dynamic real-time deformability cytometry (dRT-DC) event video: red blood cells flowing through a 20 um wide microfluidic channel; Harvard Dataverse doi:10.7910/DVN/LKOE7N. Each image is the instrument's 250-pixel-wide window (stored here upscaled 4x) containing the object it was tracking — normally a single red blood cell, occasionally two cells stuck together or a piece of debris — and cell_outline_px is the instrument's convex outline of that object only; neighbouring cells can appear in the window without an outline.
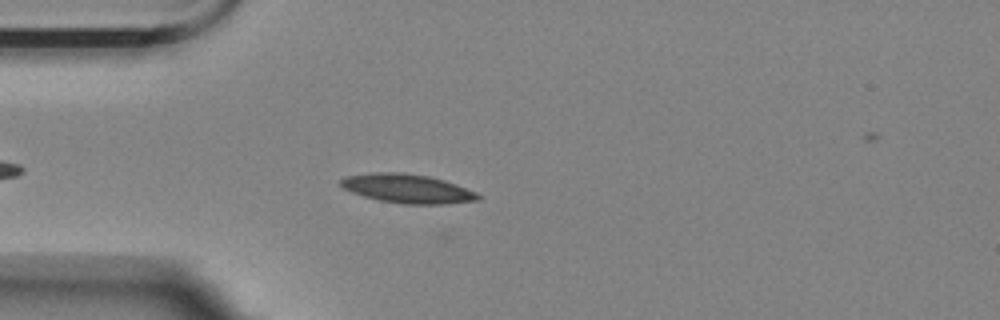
{"species": "Egyptian fruit bat (a non-hibernating species)", "species_latin": "Rousettus aegyptiacus", "temperature_condition": "room temperature", "stored_images_in_passage": 11, "camera_frame_rate_fps": 3000, "um_per_image_px": 0.085, "animal": {"sex": "female"}, "frame": {"image": 1, "passage_image": 7, "time_ms": 2.0, "image_size_px": [1000, 320], "cell_outline_px": [[480, 200], [444, 204], [404, 204], [380, 200], [364, 196], [352, 192], [344, 188], [340, 184], [340, 180], [344, 176], [376, 172], [404, 172], [428, 176], [444, 180], [456, 184], [476, 192], [480, 196]], "centroid_in_image_um": [34.63, 16.02], "position_along_channel_um": 50.4, "area_um2": 23.12}}